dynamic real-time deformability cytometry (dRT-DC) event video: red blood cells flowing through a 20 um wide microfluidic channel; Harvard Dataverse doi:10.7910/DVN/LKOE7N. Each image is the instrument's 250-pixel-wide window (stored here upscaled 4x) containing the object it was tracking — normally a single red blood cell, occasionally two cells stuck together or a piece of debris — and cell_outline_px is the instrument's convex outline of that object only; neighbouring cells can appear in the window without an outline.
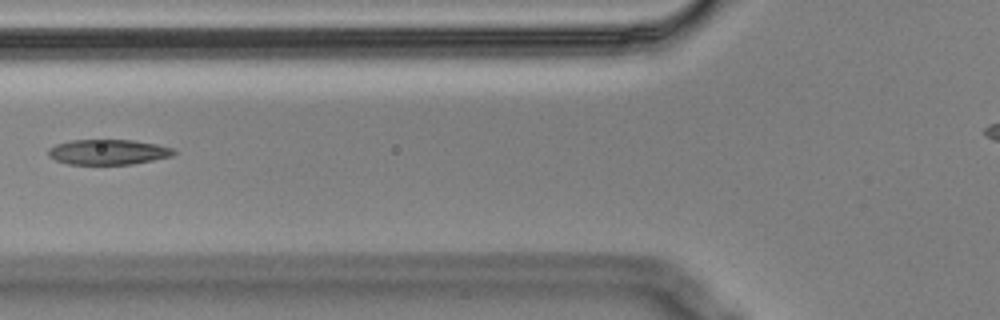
{"species": "Egyptian fruit bat (a non-hibernating species)", "species_latin": "Rousettus aegyptiacus", "temperature_condition": "cold", "stored_images_in_passage": 9, "camera_frame_rate_fps": 3000, "um_per_image_px": 0.085, "animal": {"sex": "male"}, "frame": {"image": 1, "passage_image": 6, "time_ms": 1.667, "image_size_px": [1000, 320], "cell_outline_px": [[176, 152], [172, 156], [132, 164], [68, 164], [56, 160], [48, 156], [48, 148], [56, 144], [72, 140], [132, 140], [156, 144], [172, 148]], "centroid_in_image_um": [9.17, 12.92], "position_along_channel_um": 116.6, "area_um2": 18.32}}
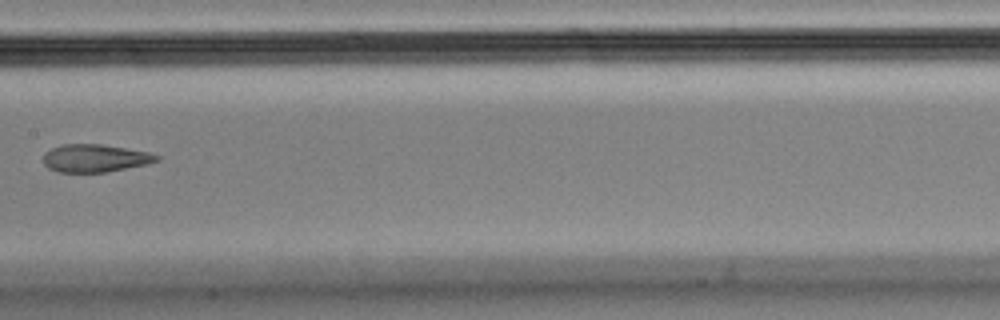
{"frame": {"image": 2, "passage_image": 8, "time_ms": 2.333, "image_size_px": [1000, 320], "cell_outline_px": [[160, 160], [148, 164], [104, 172], [60, 172], [48, 168], [44, 164], [44, 152], [52, 148], [64, 144], [100, 144], [148, 152], [160, 156]], "centroid_in_image_um": [8.08, 13.44], "position_along_channel_um": 199.3, "area_um2": 18.21}}
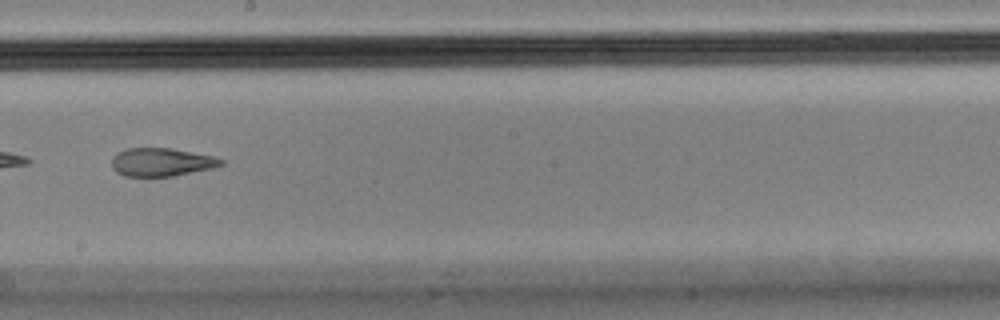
{"frame": {"image": 3, "passage_image": 9, "time_ms": 2.667, "image_size_px": [1000, 320], "cell_outline_px": [[224, 164], [212, 168], [172, 176], [124, 176], [116, 172], [112, 168], [112, 156], [116, 152], [124, 148], [172, 148], [212, 156], [224, 160]], "centroid_in_image_um": [13.68, 13.77], "position_along_channel_um": 234.5, "area_um2": 18.03}}